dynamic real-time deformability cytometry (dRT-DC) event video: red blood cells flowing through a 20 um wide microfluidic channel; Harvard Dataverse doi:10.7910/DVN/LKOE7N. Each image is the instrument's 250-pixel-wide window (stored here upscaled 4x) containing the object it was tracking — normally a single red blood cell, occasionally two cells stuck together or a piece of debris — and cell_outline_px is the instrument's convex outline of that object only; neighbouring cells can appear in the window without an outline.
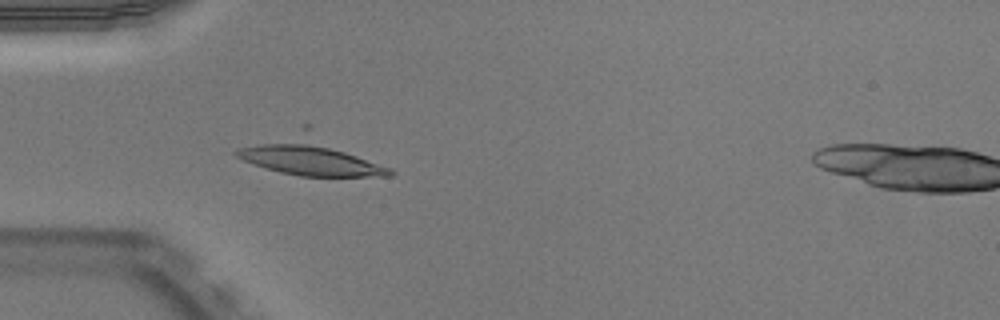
{"species": "Egyptian fruit bat (a non-hibernating species)", "species_latin": "Rousettus aegyptiacus", "temperature_condition": "warm", "stored_images_in_passage": 53, "camera_frame_rate_fps": 3000, "um_per_image_px": 0.085, "animal": {"sex": "male"}, "frame": {"image": 1, "passage_image": 16, "time_ms": 5.0, "image_size_px": [1000, 320], "cell_outline_px": [[396, 172], [392, 176], [300, 176], [280, 172], [264, 168], [244, 160], [236, 156], [232, 152], [240, 148], [260, 144], [296, 140], [300, 140], [344, 152], [392, 168]], "centroid_in_image_um": [26.35, 13.62], "position_along_channel_um": 58.6, "area_um2": 26.53}}
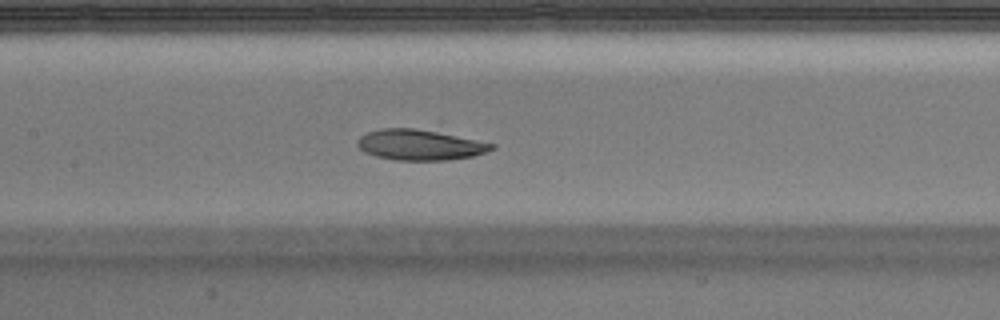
{"frame": {"image": 2, "passage_image": 25, "time_ms": 8.0, "image_size_px": [1000, 320], "cell_outline_px": [[496, 148], [472, 156], [448, 160], [396, 160], [376, 156], [364, 152], [356, 144], [360, 136], [368, 132], [380, 128], [440, 120], [496, 144]], "centroid_in_image_um": [35.98, 12.1], "position_along_channel_um": 171.4, "area_um2": 28.38}}
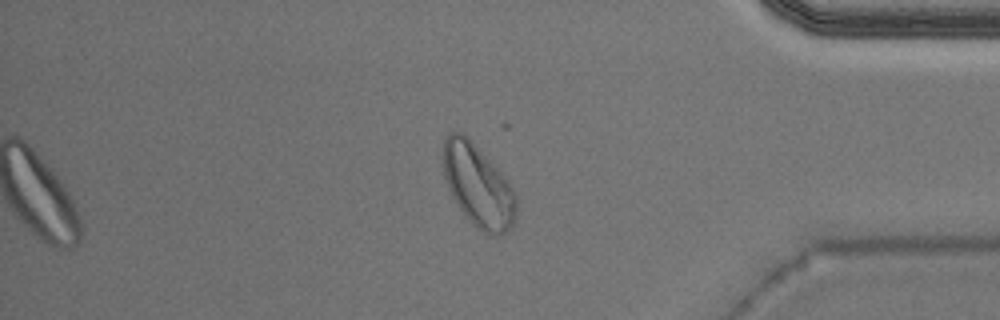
{"frame": {"image": 3, "passage_image": 44, "time_ms": 14.333, "image_size_px": [1000, 320], "cell_outline_px": [[516, 216], [512, 224], [500, 236], [488, 236], [472, 224], [468, 220], [452, 196], [448, 188], [444, 176], [440, 160], [440, 156], [444, 136], [448, 132], [460, 132], [508, 180], [516, 192]], "centroid_in_image_um": [40.59, 15.81], "position_along_channel_um": 394.6, "area_um2": 35.08}}